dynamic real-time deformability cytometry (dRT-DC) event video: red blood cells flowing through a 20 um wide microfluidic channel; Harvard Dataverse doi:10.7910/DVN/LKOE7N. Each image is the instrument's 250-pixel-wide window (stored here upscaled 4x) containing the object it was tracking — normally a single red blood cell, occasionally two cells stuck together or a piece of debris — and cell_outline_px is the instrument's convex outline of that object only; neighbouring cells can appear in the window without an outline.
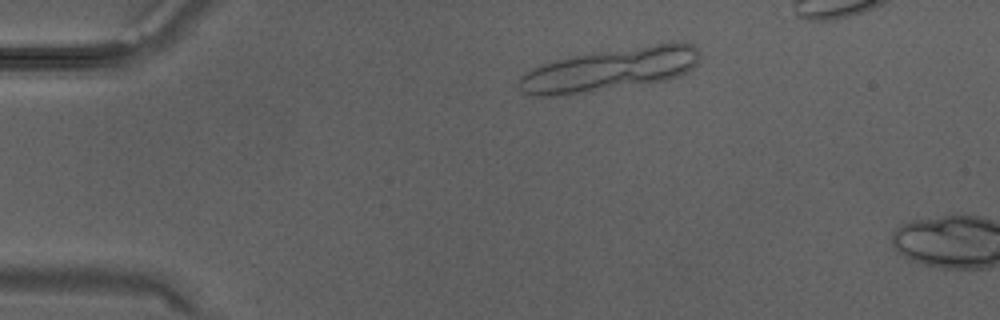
{"species": "Egyptian fruit bat (a non-hibernating species)", "species_latin": "Rousettus aegyptiacus", "temperature_condition": "warm", "stored_images_in_passage": 6, "camera_frame_rate_fps": 3000, "um_per_image_px": 0.085, "animal": {"sex": "male"}, "frame": {"image": 1, "passage_image": 4, "time_ms": 1.0, "image_size_px": [1000, 320], "cell_outline_px": [[700, 56], [696, 64], [692, 68], [680, 76], [664, 80], [552, 96], [532, 96], [524, 92], [516, 84], [524, 72], [532, 68], [556, 60], [576, 56], [668, 40], [684, 40], [700, 48]], "centroid_in_image_um": [51.95, 5.85], "position_along_channel_um": 33.0, "area_um2": 44.85}}